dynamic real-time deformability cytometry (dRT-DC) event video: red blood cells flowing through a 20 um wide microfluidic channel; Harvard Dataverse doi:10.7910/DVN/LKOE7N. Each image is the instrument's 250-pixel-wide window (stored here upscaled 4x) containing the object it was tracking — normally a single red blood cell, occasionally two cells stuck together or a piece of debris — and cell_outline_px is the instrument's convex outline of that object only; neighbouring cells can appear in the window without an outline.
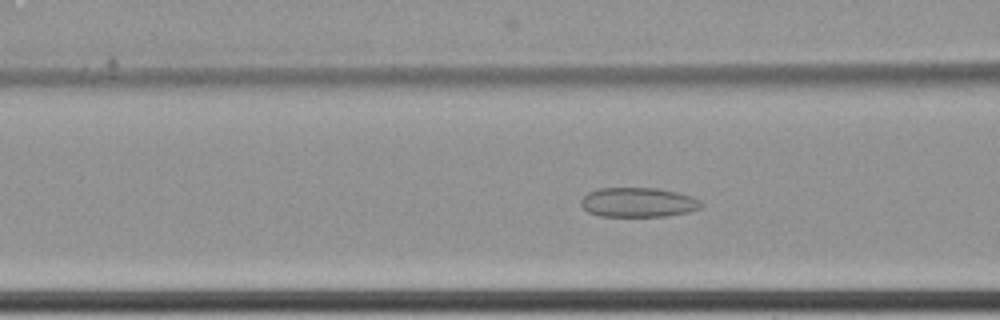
{"species": "common noctule bat (a hibernating species)", "species_latin": "Nyctalus noctula", "temperature_condition": "cold", "stored_images_in_passage": 67, "camera_frame_rate_fps": 3000, "um_per_image_px": 0.085, "animal": {"sex": "female", "body_mass_g": 22.7, "forearm_length_mm": 54.2}, "frame": {"image": 1, "passage_image": 31, "time_ms": 10.0, "image_size_px": [1000, 320], "cell_outline_px": [[704, 204], [700, 208], [688, 212], [668, 216], [600, 216], [588, 212], [580, 204], [580, 200], [588, 192], [596, 188], [656, 188], [676, 192], [692, 196], [700, 200]], "centroid_in_image_um": [54.24, 17.2], "position_along_channel_um": 112.4, "area_um2": 20.81}}
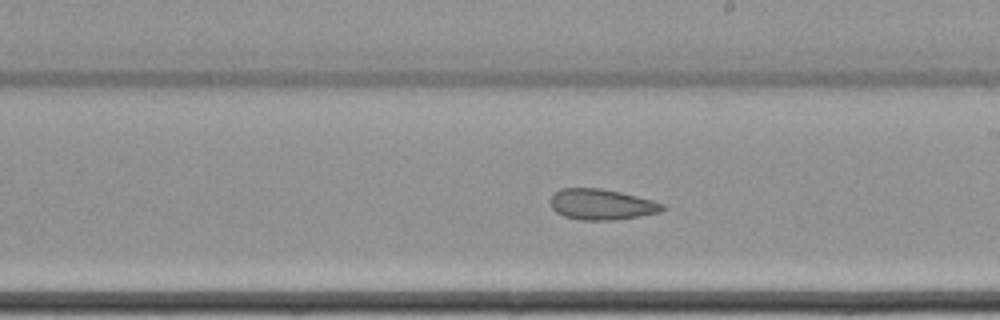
{"frame": {"image": 2, "passage_image": 42, "time_ms": 13.667, "image_size_px": [1000, 320], "cell_outline_px": [[664, 208], [660, 212], [640, 216], [616, 220], [580, 220], [564, 216], [556, 212], [552, 208], [552, 196], [560, 188], [600, 188], [620, 192], [652, 200], [664, 204]], "centroid_in_image_um": [51.14, 17.38], "position_along_channel_um": 237.9, "area_um2": 19.94}}
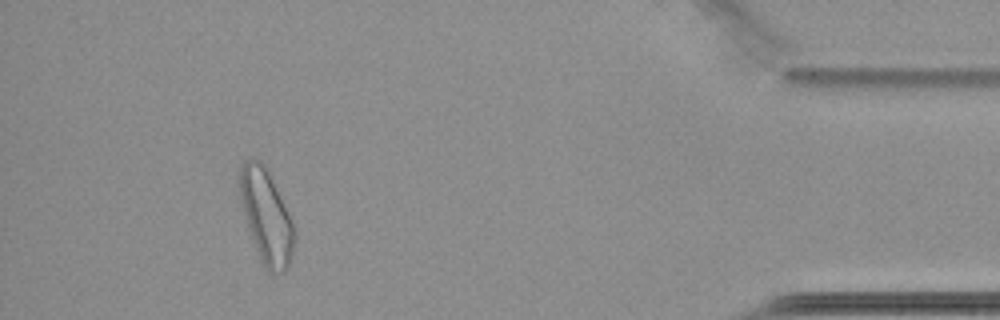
{"frame": {"image": 3, "passage_image": 62, "time_ms": 20.333, "image_size_px": [1000, 320], "cell_outline_px": [[296, 236], [288, 268], [284, 272], [272, 276], [264, 268], [260, 260], [248, 228], [236, 180], [240, 164], [244, 160], [252, 156], [260, 160], [268, 168], [296, 224]], "centroid_in_image_um": [22.65, 18.34], "position_along_channel_um": 412.6, "area_um2": 31.27}, "authors_computed_cell_mechanics": {"area_um2": 26.5302, "velocity_mm_per_s": 3.4247, "shape_relaxation_time_tau1_ms": null, "shape_relaxation_time_tau2_ms": 2.2247, "deformation_change_tau1": null, "deformation_change_tau2": 0.0813}}